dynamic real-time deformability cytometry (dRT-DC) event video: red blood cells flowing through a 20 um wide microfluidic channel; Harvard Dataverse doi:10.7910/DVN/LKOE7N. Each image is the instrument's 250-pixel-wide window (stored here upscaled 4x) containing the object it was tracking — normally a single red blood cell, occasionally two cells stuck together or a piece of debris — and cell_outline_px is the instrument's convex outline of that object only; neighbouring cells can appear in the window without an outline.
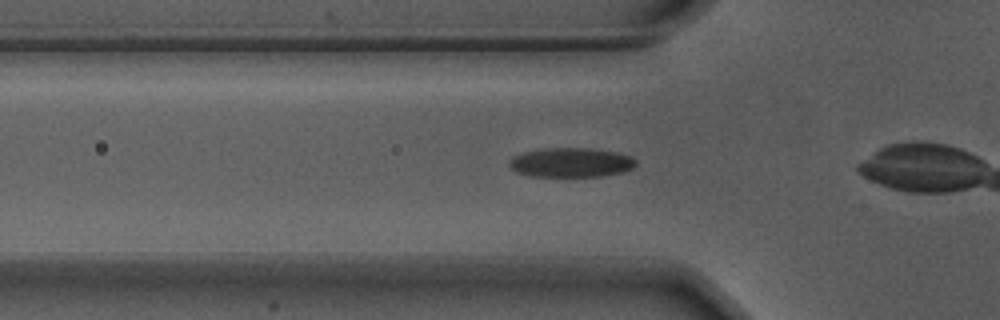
{"species": "Egyptian fruit bat (a non-hibernating species)", "species_latin": "Rousettus aegyptiacus", "temperature_condition": "warm", "stored_images_in_passage": 32, "camera_frame_rate_fps": 3000, "um_per_image_px": 0.085, "animal": {"sex": "male"}, "frame": {"image": 1, "passage_image": 5, "time_ms": 1.333, "image_size_px": [1000, 320], "cell_outline_px": [[636, 164], [632, 168], [624, 172], [600, 176], [532, 176], [516, 172], [508, 164], [508, 160], [524, 152], [548, 148], [588, 148], [616, 152], [632, 156], [636, 160]], "centroid_in_image_um": [48.56, 13.81], "position_along_channel_um": 77.2, "area_um2": 21.56}}
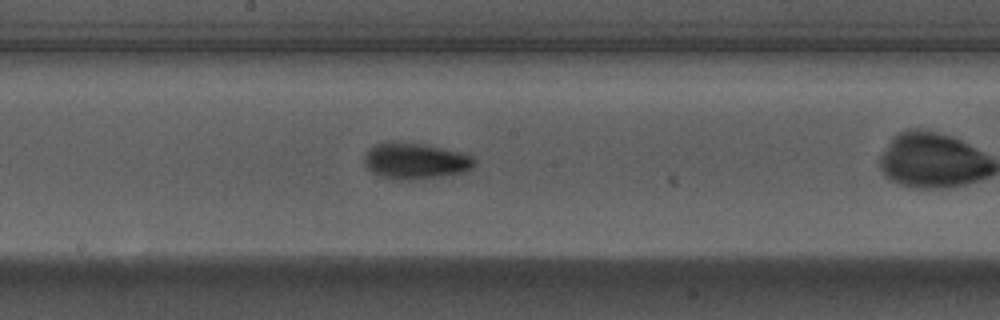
{"frame": {"image": 2, "passage_image": 16, "time_ms": 5.0, "image_size_px": [1000, 320], "cell_outline_px": [[476, 164], [472, 168], [464, 172], [444, 176], [408, 180], [400, 180], [380, 176], [372, 172], [364, 164], [364, 152], [368, 148], [376, 144], [388, 140], [400, 140], [424, 144], [472, 156], [476, 160]], "centroid_in_image_um": [35.24, 13.66], "position_along_channel_um": 213.0, "area_um2": 23.52}}
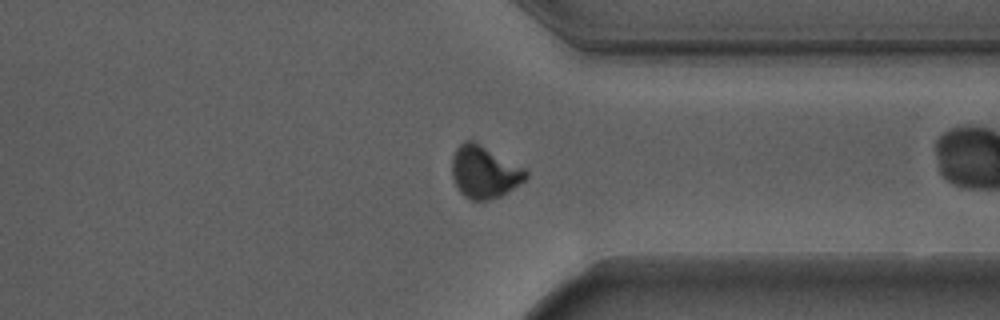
{"frame": {"image": 3, "passage_image": 29, "time_ms": 9.333, "image_size_px": [1000, 320], "cell_outline_px": [[528, 176], [524, 180], [508, 192], [500, 196], [488, 200], [472, 200], [464, 196], [460, 192], [452, 176], [452, 160], [456, 148], [464, 140], [472, 140], [480, 144], [524, 168], [528, 172]], "centroid_in_image_um": [41.15, 14.62], "position_along_channel_um": 370.2, "area_um2": 22.25}}